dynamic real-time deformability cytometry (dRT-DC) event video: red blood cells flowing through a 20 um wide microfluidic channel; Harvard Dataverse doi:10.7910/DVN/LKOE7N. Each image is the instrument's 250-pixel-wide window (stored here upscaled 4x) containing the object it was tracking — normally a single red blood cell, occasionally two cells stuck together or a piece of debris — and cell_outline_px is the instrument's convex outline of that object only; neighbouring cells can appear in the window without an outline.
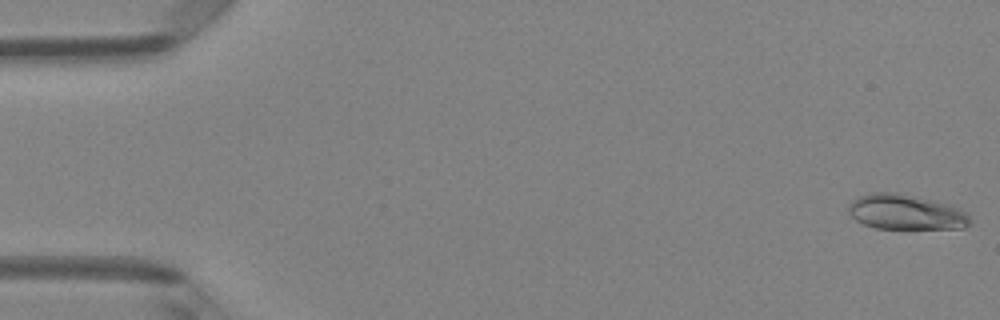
{"species": "Egyptian fruit bat (a non-hibernating species)", "species_latin": "Rousettus aegyptiacus", "temperature_condition": "room temperature", "stored_images_in_passage": 4, "camera_frame_rate_fps": 3000, "um_per_image_px": 0.085, "animal": {"sex": "female"}, "frame": {"image": 1, "passage_image": 1, "time_ms": 0.0, "image_size_px": [1000, 320], "cell_outline_px": [[972, 220], [964, 228], [876, 228], [864, 224], [856, 220], [848, 212], [848, 204], [852, 200], [868, 192], [896, 192], [916, 196], [960, 208]], "centroid_in_image_um": [76.95, 18.02], "position_along_channel_um": 8.1, "area_um2": 24.68}}